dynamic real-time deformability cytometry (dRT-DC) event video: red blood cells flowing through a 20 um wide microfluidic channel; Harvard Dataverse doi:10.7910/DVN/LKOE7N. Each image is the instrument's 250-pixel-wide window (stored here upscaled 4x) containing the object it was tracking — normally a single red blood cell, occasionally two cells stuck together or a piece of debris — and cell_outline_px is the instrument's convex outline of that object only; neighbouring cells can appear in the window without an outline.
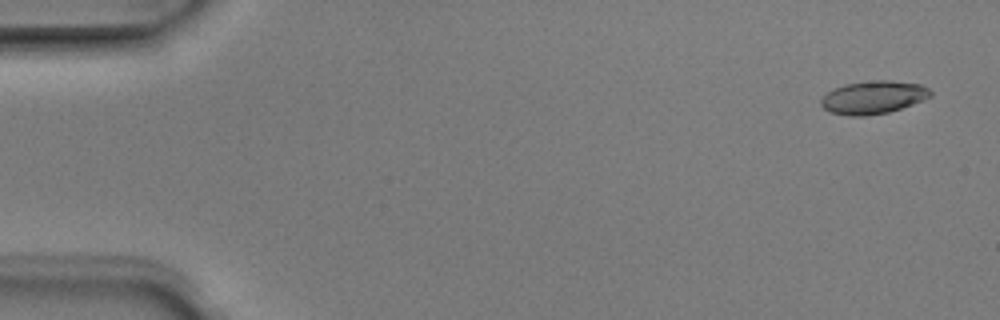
{"species": "Egyptian fruit bat (a non-hibernating species)", "species_latin": "Rousettus aegyptiacus", "temperature_condition": "room temperature", "stored_images_in_passage": 5, "camera_frame_rate_fps": 3000, "um_per_image_px": 0.085, "animal": {"sex": "male"}, "frame": {"image": 1, "passage_image": 1, "time_ms": 0.0, "image_size_px": [1000, 320], "cell_outline_px": [[932, 96], [912, 104], [888, 112], [864, 116], [848, 116], [828, 112], [820, 104], [820, 100], [828, 92], [844, 84], [876, 80], [892, 80], [920, 84], [928, 88], [932, 92]], "centroid_in_image_um": [74.22, 8.28], "position_along_channel_um": 10.8, "area_um2": 20.98}}
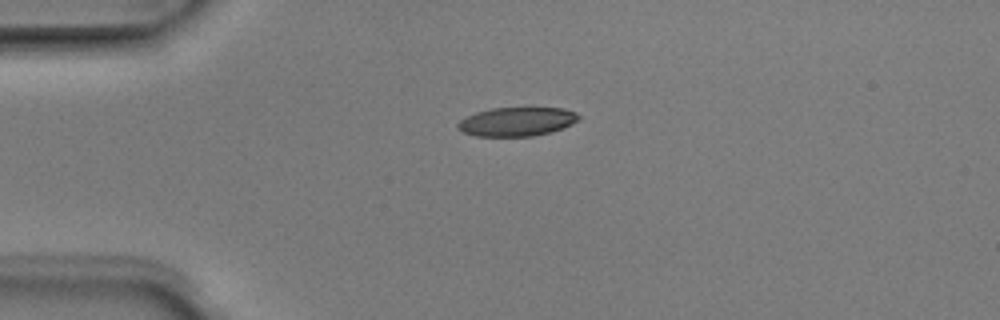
{"frame": {"image": 2, "passage_image": 4, "time_ms": 1.0, "image_size_px": [1000, 320], "cell_outline_px": [[580, 116], [572, 124], [564, 128], [552, 132], [532, 136], [476, 136], [464, 132], [456, 128], [456, 124], [460, 120], [476, 112], [492, 108], [564, 108], [576, 112]], "centroid_in_image_um": [43.94, 10.34], "position_along_channel_um": 41.1, "area_um2": 20.35}}